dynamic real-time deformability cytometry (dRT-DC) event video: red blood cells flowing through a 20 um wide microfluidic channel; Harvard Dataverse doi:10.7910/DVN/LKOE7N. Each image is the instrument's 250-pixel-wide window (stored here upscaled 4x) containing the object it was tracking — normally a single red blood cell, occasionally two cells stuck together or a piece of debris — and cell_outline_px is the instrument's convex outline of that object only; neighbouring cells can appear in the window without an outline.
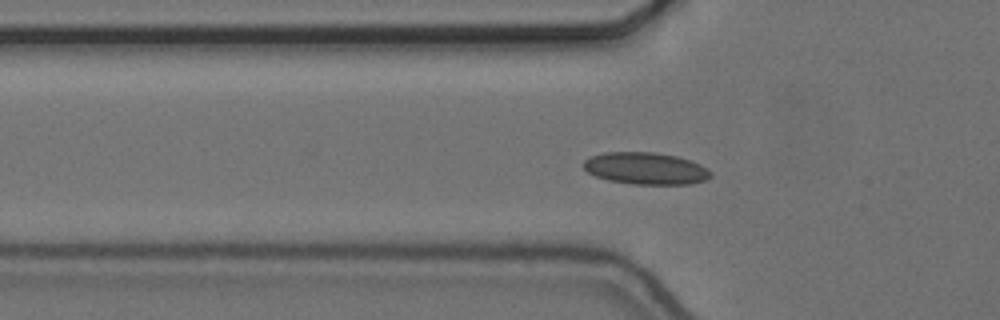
{"species": "common noctule bat (a hibernating species)", "species_latin": "Nyctalus noctula", "temperature_condition": "cold", "stored_images_in_passage": 48, "camera_frame_rate_fps": 3000, "um_per_image_px": 0.085, "animal": {"sex": "female", "body_mass_g": 24.6, "forearm_length_mm": 56.2}, "frame": {"image": 1, "passage_image": 9, "time_ms": 2.667, "image_size_px": [1000, 320], "cell_outline_px": [[712, 176], [708, 180], [688, 184], [632, 184], [608, 180], [596, 176], [588, 172], [584, 168], [584, 160], [592, 156], [604, 152], [656, 152], [676, 156], [692, 160], [708, 168], [712, 172]], "centroid_in_image_um": [54.94, 14.31], "position_along_channel_um": 70.9, "area_um2": 23.87}}
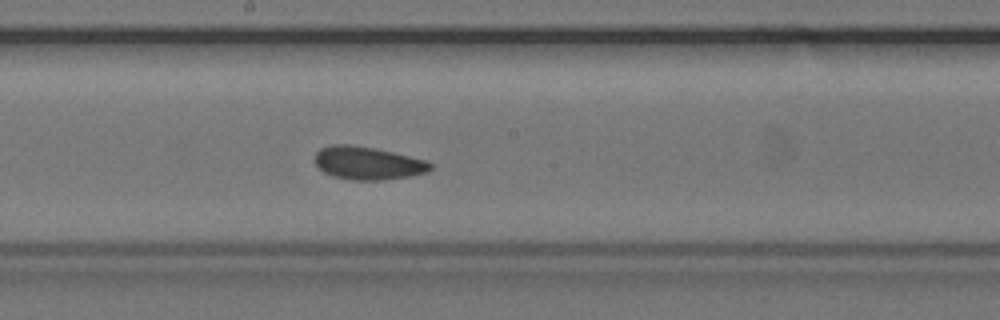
{"frame": {"image": 2, "passage_image": 21, "time_ms": 6.667, "image_size_px": [1000, 320], "cell_outline_px": [[432, 168], [428, 172], [408, 176], [384, 180], [352, 180], [332, 176], [324, 172], [316, 164], [316, 152], [320, 148], [332, 144], [352, 144], [392, 152], [428, 160], [432, 164]], "centroid_in_image_um": [31.27, 13.86], "position_along_channel_um": 216.9, "area_um2": 22.2}}
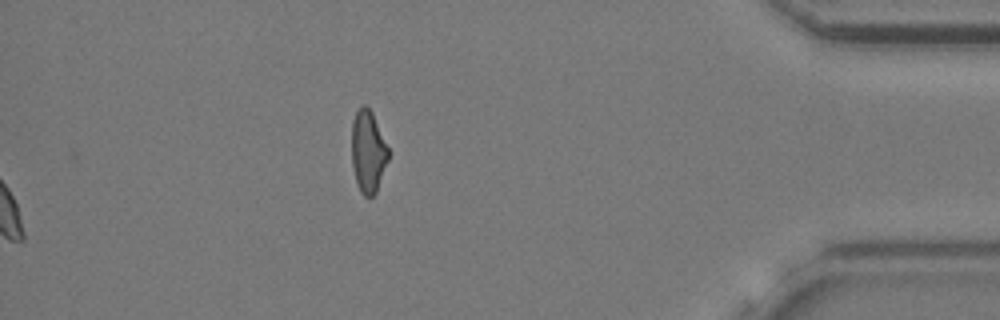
{"frame": {"image": 3, "passage_image": 48, "time_ms": 15.667, "image_size_px": [1000, 320], "cell_outline_px": [[388, 160], [376, 192], [368, 200], [360, 192], [356, 180], [352, 164], [352, 120], [360, 104], [364, 104], [372, 112], [388, 148]], "centroid_in_image_um": [31.27, 12.89], "position_along_channel_um": 403.9, "area_um2": 17.51}, "authors_computed_cell_mechanics": {"area_um2": 22.253, "velocity_mm_per_s": 3.6392, "shape_relaxation_time_tau1_ms": null, "shape_relaxation_time_tau2_ms": 3.3046, "deformation_change_tau1": null, "deformation_change_tau2": 0.0626}}